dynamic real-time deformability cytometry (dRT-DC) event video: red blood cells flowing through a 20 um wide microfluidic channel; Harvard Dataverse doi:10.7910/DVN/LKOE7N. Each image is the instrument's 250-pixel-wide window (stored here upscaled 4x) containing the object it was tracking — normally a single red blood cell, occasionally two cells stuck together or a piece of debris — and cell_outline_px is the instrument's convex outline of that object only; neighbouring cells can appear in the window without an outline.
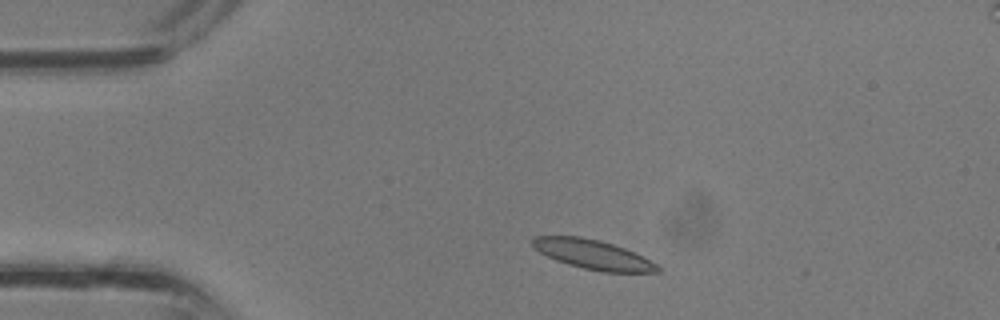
{"species": "common noctule bat (a hibernating species)", "species_latin": "Nyctalus noctula", "temperature_condition": "room temperature", "stored_images_in_passage": 32, "camera_frame_rate_fps": 3000, "um_per_image_px": 0.085, "animal": {"sex": "male", "body_mass_g": 13.3}, "frame": {"image": 1, "passage_image": 3, "time_ms": 0.667, "image_size_px": [1000, 320], "cell_outline_px": [[660, 272], [604, 272], [584, 268], [568, 264], [556, 260], [540, 252], [532, 244], [532, 240], [536, 236], [580, 236], [600, 240], [624, 248], [656, 264], [660, 268]], "centroid_in_image_um": [50.38, 21.63], "position_along_channel_um": 34.6, "area_um2": 20.98}}
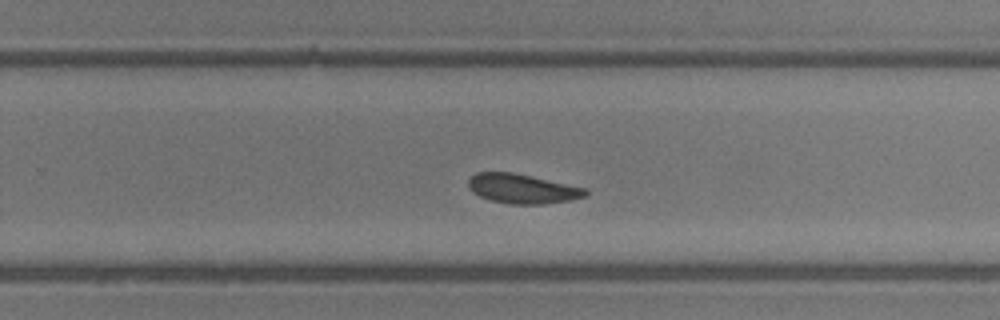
{"frame": {"image": 2, "passage_image": 19, "time_ms": 6.0, "image_size_px": [1000, 320], "cell_outline_px": [[588, 192], [584, 196], [572, 200], [544, 204], [508, 204], [488, 200], [472, 192], [468, 188], [468, 180], [476, 172], [512, 172], [588, 188]], "centroid_in_image_um": [44.39, 16.04], "position_along_channel_um": 285.4, "area_um2": 20.29}}
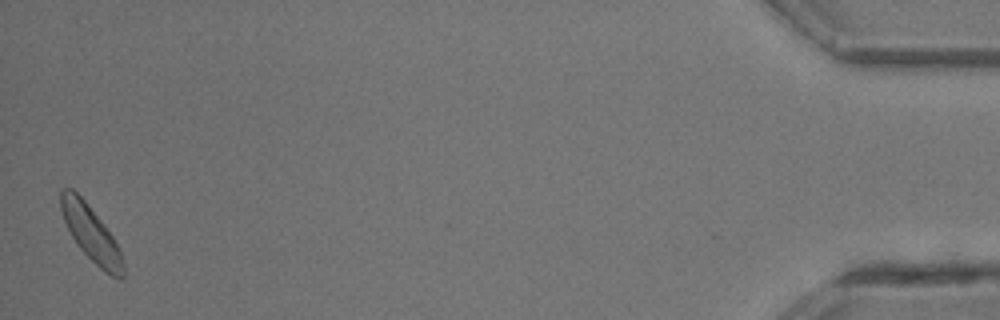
{"frame": {"image": 3, "passage_image": 32, "time_ms": 10.333, "image_size_px": [1000, 320], "cell_outline_px": [[124, 276], [112, 276], [104, 272], [80, 248], [72, 236], [64, 220], [60, 208], [60, 192], [64, 188], [72, 188], [84, 200], [100, 220], [112, 236], [120, 252], [124, 264]], "centroid_in_image_um": [7.71, 19.83], "position_along_channel_um": 427.5, "area_um2": 19.42}}